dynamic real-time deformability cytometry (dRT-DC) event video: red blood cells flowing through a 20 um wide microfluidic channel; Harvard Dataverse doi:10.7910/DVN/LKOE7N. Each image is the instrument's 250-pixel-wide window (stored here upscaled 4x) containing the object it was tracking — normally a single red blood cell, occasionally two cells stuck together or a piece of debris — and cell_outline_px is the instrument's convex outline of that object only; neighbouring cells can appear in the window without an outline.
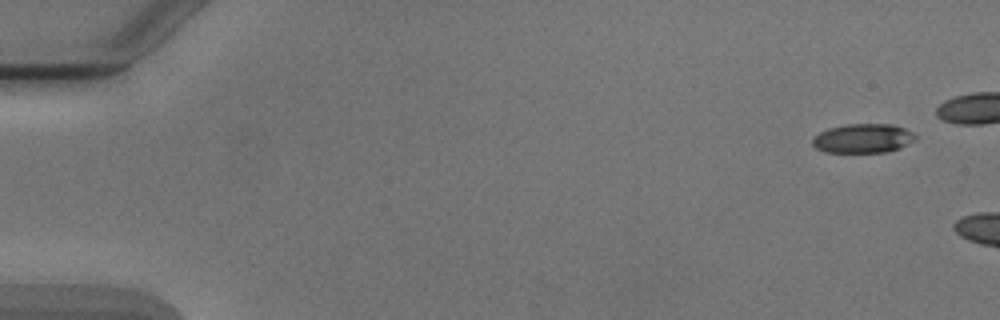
{"species": "Egyptian fruit bat (a non-hibernating species)", "species_latin": "Rousettus aegyptiacus", "temperature_condition": "cold", "stored_images_in_passage": 2, "camera_frame_rate_fps": 3000, "um_per_image_px": 0.085, "animal": {"sex": "male"}, "frame": {"image": 1, "passage_image": 1, "time_ms": 0.0, "image_size_px": [1000, 320], "cell_outline_px": [[916, 140], [900, 148], [884, 152], [824, 152], [816, 148], [812, 144], [812, 140], [820, 132], [828, 128], [844, 124], [892, 124], [904, 128], [912, 132], [916, 136]], "centroid_in_image_um": [73.36, 11.76], "position_along_channel_um": 11.6, "area_um2": 17.51}}